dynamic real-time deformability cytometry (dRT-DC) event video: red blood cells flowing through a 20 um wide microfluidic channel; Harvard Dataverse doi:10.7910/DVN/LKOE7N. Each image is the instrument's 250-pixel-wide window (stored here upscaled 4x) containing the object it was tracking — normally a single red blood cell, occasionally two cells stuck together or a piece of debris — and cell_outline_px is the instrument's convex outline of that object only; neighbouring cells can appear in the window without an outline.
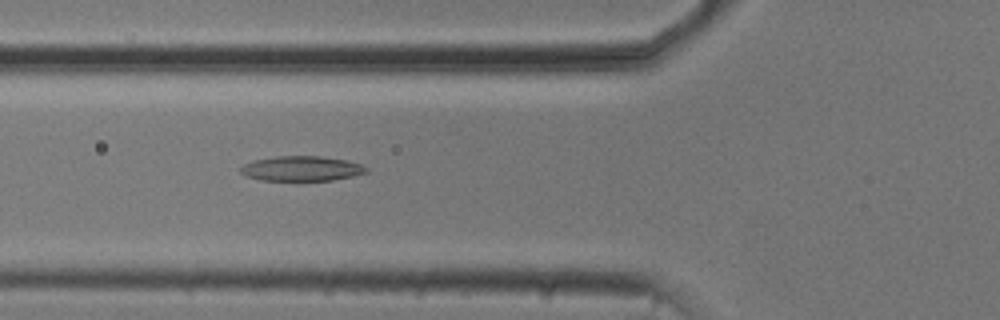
{"species": "common noctule bat (a hibernating species)", "species_latin": "Nyctalus noctula", "temperature_condition": "cold", "stored_images_in_passage": 52, "camera_frame_rate_fps": 3000, "um_per_image_px": 0.085, "animal": {"sex": "male", "body_mass_g": 20.5, "forearm_length_mm": 52.5}, "frame": {"image": 1, "passage_image": 19, "time_ms": 6.0, "image_size_px": [1000, 320], "cell_outline_px": [[368, 172], [352, 176], [332, 180], [260, 180], [248, 176], [240, 172], [240, 168], [244, 164], [252, 160], [276, 156], [320, 156], [348, 160], [364, 164], [368, 168]], "centroid_in_image_um": [25.67, 14.31], "position_along_channel_um": 100.1, "area_um2": 18.32}}
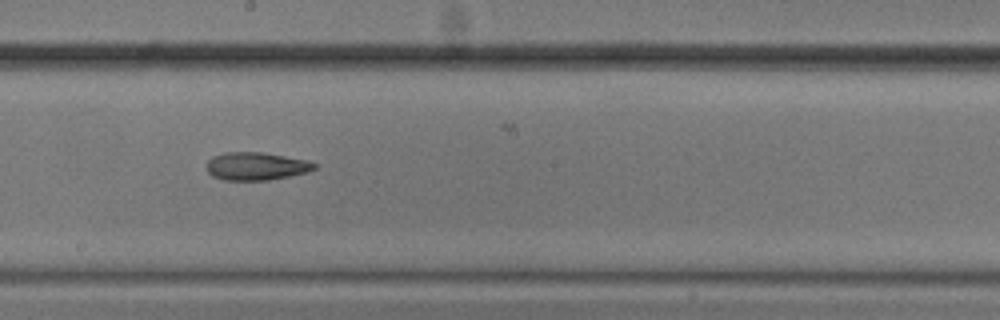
{"frame": {"image": 2, "passage_image": 29, "time_ms": 9.333, "image_size_px": [1000, 320], "cell_outline_px": [[316, 168], [308, 172], [268, 180], [224, 180], [212, 176], [208, 172], [208, 160], [212, 156], [224, 152], [260, 152], [308, 160], [316, 164]], "centroid_in_image_um": [21.77, 14.12], "position_along_channel_um": 226.4, "area_um2": 17.46}}
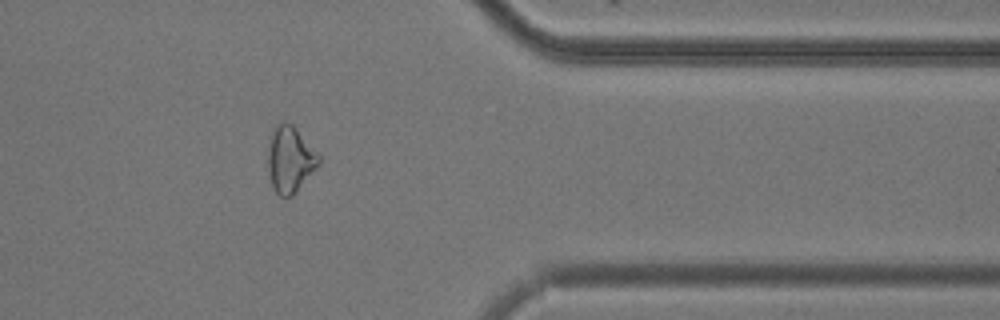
{"frame": {"image": 3, "passage_image": 43, "time_ms": 14.0, "image_size_px": [1000, 320], "cell_outline_px": [[320, 164], [292, 196], [280, 196], [276, 192], [272, 184], [268, 168], [268, 140], [276, 124], [280, 120], [292, 124], [296, 128], [320, 156]], "centroid_in_image_um": [24.64, 13.51], "position_along_channel_um": 386.8, "area_um2": 19.54}}